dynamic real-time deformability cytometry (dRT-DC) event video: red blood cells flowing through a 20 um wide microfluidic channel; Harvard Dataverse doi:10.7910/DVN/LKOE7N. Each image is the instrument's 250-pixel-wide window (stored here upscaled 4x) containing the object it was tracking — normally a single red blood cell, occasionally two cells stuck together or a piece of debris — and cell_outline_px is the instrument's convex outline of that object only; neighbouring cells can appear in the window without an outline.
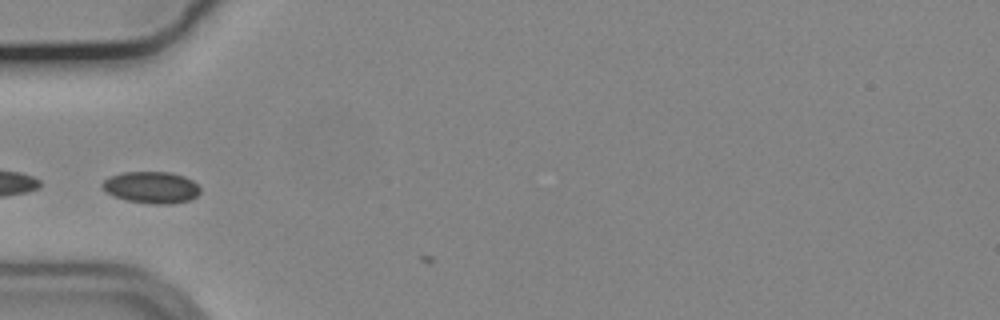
{"species": "common noctule bat (a hibernating species)", "species_latin": "Nyctalus noctula", "temperature_condition": "cold", "stored_images_in_passage": 4, "camera_frame_rate_fps": 3000, "um_per_image_px": 0.085, "animal": {"sex": "male", "body_mass_g": 19.2, "forearm_length_mm": 51.8}, "frame": {"image": 1, "passage_image": 3, "time_ms": 0.667, "image_size_px": [1000, 320], "cell_outline_px": [[200, 192], [196, 196], [188, 200], [172, 204], [152, 204], [128, 200], [112, 196], [100, 184], [108, 176], [120, 172], [172, 172], [184, 176], [192, 180], [200, 188]], "centroid_in_image_um": [12.85, 15.92], "position_along_channel_um": 72.1, "area_um2": 18.15}}